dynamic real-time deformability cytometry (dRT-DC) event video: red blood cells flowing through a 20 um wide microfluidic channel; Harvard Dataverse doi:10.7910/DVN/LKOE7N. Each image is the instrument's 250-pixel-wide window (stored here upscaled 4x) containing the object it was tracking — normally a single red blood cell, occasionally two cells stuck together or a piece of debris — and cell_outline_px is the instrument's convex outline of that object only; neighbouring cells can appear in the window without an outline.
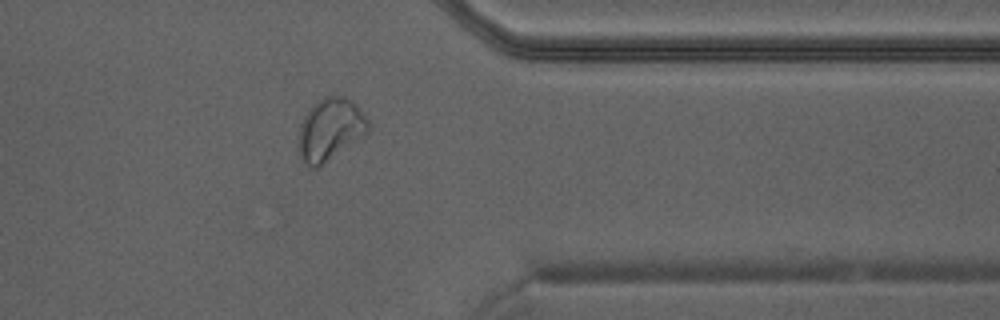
{"species": "Egyptian fruit bat (a non-hibernating species)", "species_latin": "Rousettus aegyptiacus", "temperature_condition": "warm", "stored_images_in_passage": 29, "camera_frame_rate_fps": 3000, "um_per_image_px": 0.085, "animal": {"sex": "male"}, "frame": {"image": 1, "passage_image": 24, "time_ms": 7.667, "image_size_px": [1000, 320], "cell_outline_px": [[368, 132], [316, 168], [312, 168], [304, 164], [300, 156], [300, 124], [308, 108], [316, 100], [324, 96], [344, 96], [352, 100], [360, 108], [368, 120]], "centroid_in_image_um": [28.05, 10.95], "position_along_channel_um": 383.3, "area_um2": 24.91}}